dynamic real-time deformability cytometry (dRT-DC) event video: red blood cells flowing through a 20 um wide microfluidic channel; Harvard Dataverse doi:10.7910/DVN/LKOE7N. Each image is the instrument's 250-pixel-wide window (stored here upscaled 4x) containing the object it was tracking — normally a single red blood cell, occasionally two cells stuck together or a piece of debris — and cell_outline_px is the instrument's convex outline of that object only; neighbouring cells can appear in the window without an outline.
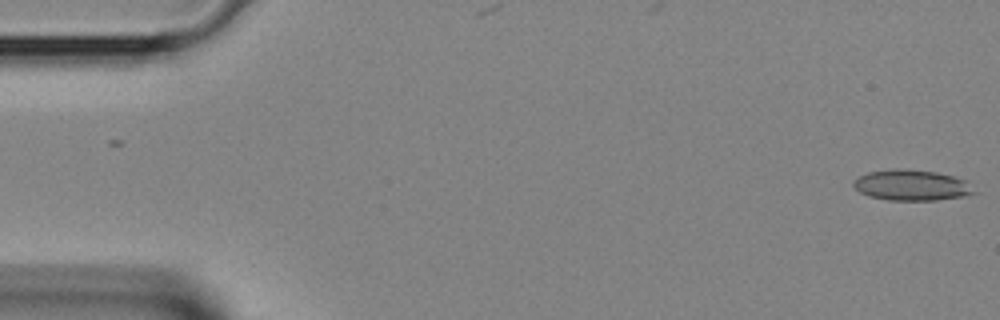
{"species": "Egyptian fruit bat (a non-hibernating species)", "species_latin": "Rousettus aegyptiacus", "temperature_condition": "room temperature", "stored_images_in_passage": 3, "camera_frame_rate_fps": 3000, "um_per_image_px": 0.085, "animal": {"sex": "female"}, "frame": {"image": 1, "passage_image": 1, "time_ms": 0.0, "image_size_px": [1000, 320], "cell_outline_px": [[976, 192], [964, 196], [936, 200], [888, 200], [868, 196], [860, 192], [852, 184], [860, 176], [868, 172], [896, 168], [900, 168], [936, 172], [968, 180]], "centroid_in_image_um": [77.51, 15.74], "position_along_channel_um": 7.5, "area_um2": 21.56}}
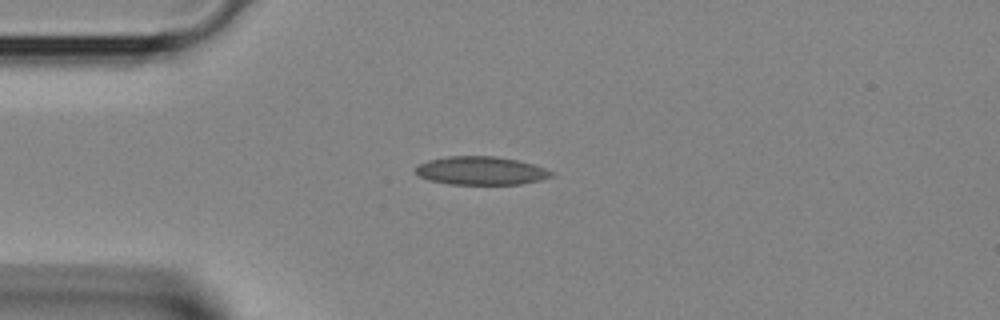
{"frame": {"image": 2, "passage_image": 3, "time_ms": 0.667, "image_size_px": [1000, 320], "cell_outline_px": [[552, 176], [540, 180], [520, 184], [448, 184], [428, 180], [420, 176], [412, 168], [428, 160], [448, 156], [496, 156], [516, 160], [532, 164], [544, 168], [552, 172]], "centroid_in_image_um": [40.83, 14.51], "position_along_channel_um": 44.2, "area_um2": 22.31}}